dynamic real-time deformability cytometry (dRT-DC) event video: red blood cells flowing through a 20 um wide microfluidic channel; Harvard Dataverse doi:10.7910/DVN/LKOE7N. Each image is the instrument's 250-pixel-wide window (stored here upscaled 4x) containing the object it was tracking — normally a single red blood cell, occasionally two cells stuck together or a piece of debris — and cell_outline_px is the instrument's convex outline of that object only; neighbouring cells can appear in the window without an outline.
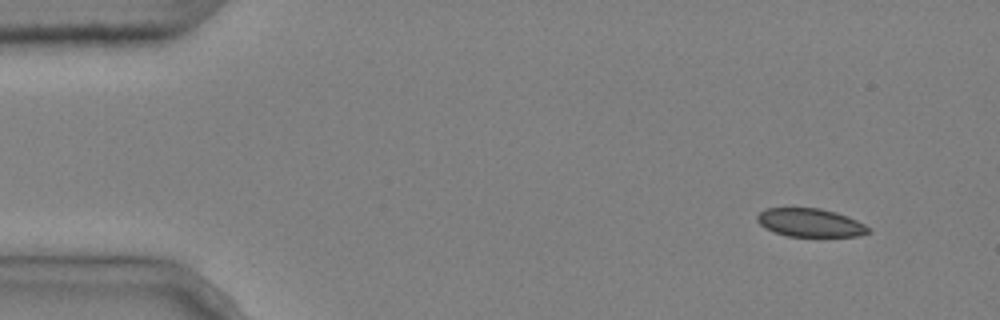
{"species": "common noctule bat (a hibernating species)", "species_latin": "Nyctalus noctula", "temperature_condition": "cold", "stored_images_in_passage": 5, "camera_frame_rate_fps": 3000, "um_per_image_px": 0.085, "animal": {"sex": "male", "body_mass_g": 20.4}, "frame": {"image": 1, "passage_image": 1, "time_ms": 0.0, "image_size_px": [1000, 320], "cell_outline_px": [[872, 232], [856, 236], [788, 236], [764, 228], [756, 220], [756, 216], [764, 208], [820, 208], [836, 212], [848, 216], [864, 224]], "centroid_in_image_um": [68.85, 18.92], "position_along_channel_um": 16.2, "area_um2": 18.32}}